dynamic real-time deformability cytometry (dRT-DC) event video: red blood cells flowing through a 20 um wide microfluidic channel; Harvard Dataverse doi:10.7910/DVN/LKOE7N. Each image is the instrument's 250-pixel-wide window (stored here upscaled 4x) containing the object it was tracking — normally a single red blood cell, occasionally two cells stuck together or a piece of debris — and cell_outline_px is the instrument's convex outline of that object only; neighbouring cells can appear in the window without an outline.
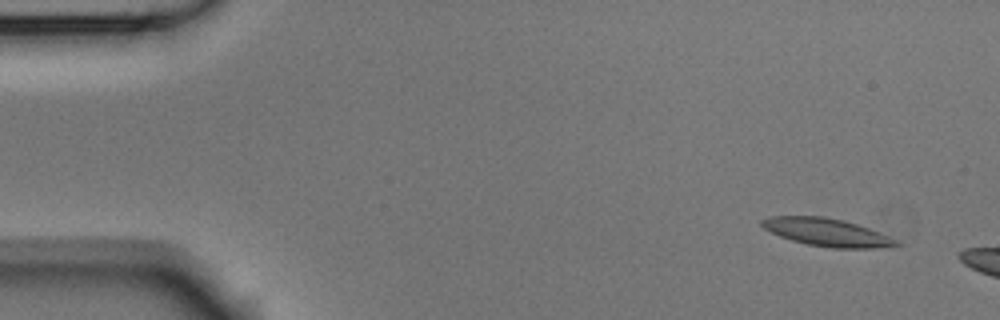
{"species": "Egyptian fruit bat (a non-hibernating species)", "species_latin": "Rousettus aegyptiacus", "temperature_condition": "room temperature", "stored_images_in_passage": 5, "camera_frame_rate_fps": 3000, "um_per_image_px": 0.085, "animal": {"sex": "male"}, "frame": {"image": 1, "passage_image": 1, "time_ms": 0.0, "image_size_px": [1000, 320], "cell_outline_px": [[904, 244], [876, 248], [832, 248], [808, 244], [792, 240], [780, 236], [764, 228], [760, 224], [760, 220], [768, 216], [824, 216], [844, 220], [880, 232]], "centroid_in_image_um": [70.27, 19.74], "position_along_channel_um": 14.7, "area_um2": 21.68}}
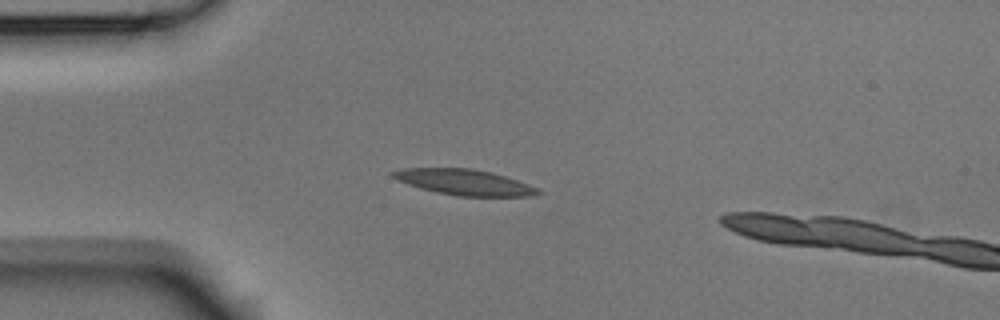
{"frame": {"image": 2, "passage_image": 4, "time_ms": 1.0, "image_size_px": [1000, 320], "cell_outline_px": [[544, 192], [536, 196], [456, 196], [436, 192], [420, 188], [396, 180], [388, 172], [404, 168], [472, 168], [492, 172], [528, 184]], "centroid_in_image_um": [39.45, 15.49], "position_along_channel_um": 45.6, "area_um2": 21.79}}